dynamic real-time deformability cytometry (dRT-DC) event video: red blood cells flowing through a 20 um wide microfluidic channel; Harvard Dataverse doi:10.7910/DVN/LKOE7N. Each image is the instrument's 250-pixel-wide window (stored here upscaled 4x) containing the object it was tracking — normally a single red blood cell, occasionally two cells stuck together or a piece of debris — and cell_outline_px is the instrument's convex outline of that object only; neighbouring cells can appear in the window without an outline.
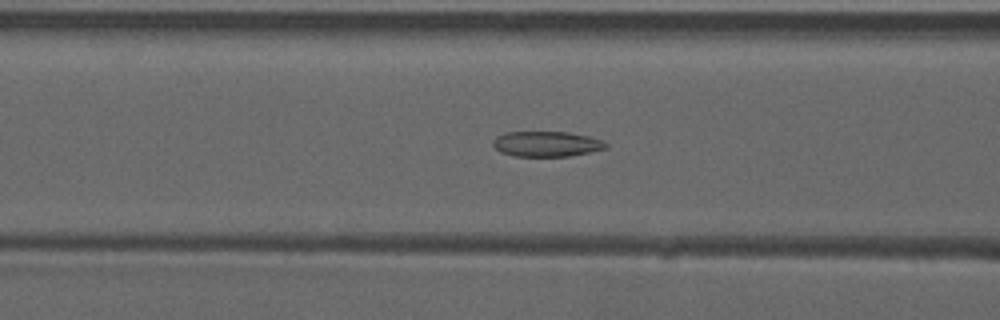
{"species": "common noctule bat (a hibernating species)", "species_latin": "Nyctalus noctula", "temperature_condition": "warm", "stored_images_in_passage": 52, "camera_frame_rate_fps": 3000, "um_per_image_px": 0.085, "animal": {"sex": "male", "forearm_length_mm": 52.5}, "frame": {"image": 1, "passage_image": 22, "time_ms": 7.0, "image_size_px": [1000, 320], "cell_outline_px": [[608, 148], [568, 156], [516, 156], [500, 152], [492, 144], [492, 140], [496, 136], [504, 132], [568, 132], [588, 136], [600, 140], [608, 144]], "centroid_in_image_um": [46.42, 12.23], "position_along_channel_um": 120.2, "area_um2": 16.59}}
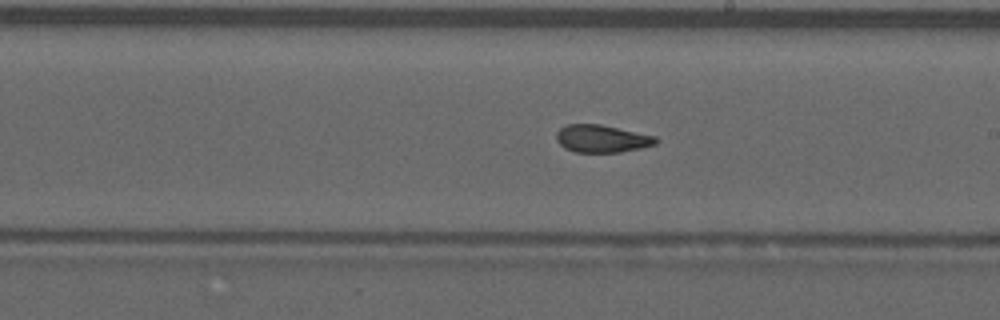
{"frame": {"image": 2, "passage_image": 31, "time_ms": 10.0, "image_size_px": [1000, 320], "cell_outline_px": [[660, 140], [656, 144], [640, 148], [620, 152], [576, 152], [564, 148], [556, 140], [556, 132], [560, 128], [568, 124], [600, 124], [656, 136]], "centroid_in_image_um": [51.16, 11.78], "position_along_channel_um": 237.8, "area_um2": 16.01}}
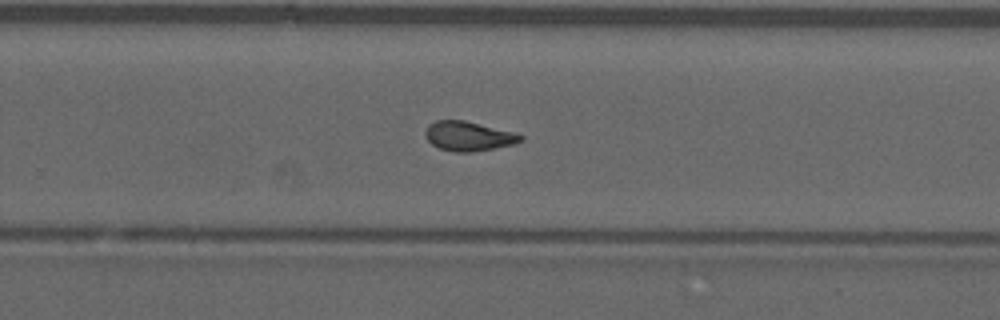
{"frame": {"image": 3, "passage_image": 35, "time_ms": 11.333, "image_size_px": [1000, 320], "cell_outline_px": [[524, 140], [516, 144], [472, 152], [456, 152], [440, 148], [432, 144], [424, 136], [424, 132], [428, 124], [436, 120], [464, 120], [512, 132], [524, 136]], "centroid_in_image_um": [39.81, 11.57], "position_along_channel_um": 290.0, "area_um2": 16.36}}